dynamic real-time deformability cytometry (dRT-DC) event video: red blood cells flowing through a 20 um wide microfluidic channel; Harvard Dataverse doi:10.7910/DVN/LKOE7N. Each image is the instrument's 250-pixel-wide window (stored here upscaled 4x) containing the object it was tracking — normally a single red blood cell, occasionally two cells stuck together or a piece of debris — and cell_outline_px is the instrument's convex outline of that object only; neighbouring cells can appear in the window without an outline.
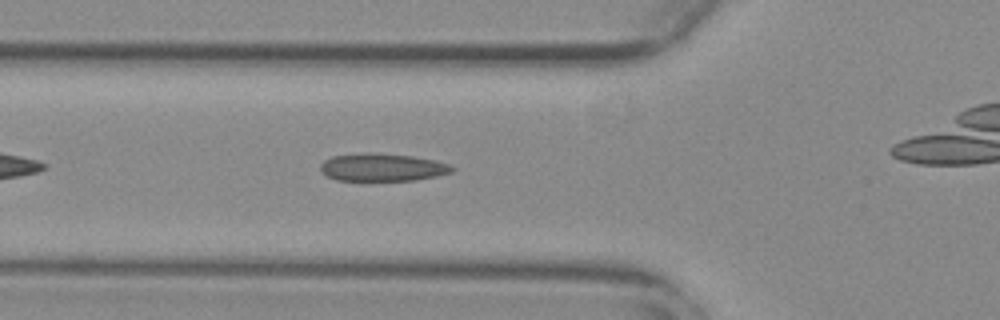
{"species": "common noctule bat (a hibernating species)", "species_latin": "Nyctalus noctula", "temperature_condition": "warm", "stored_images_in_passage": 31, "camera_frame_rate_fps": 3000, "um_per_image_px": 0.085, "animal": {"sex": "female", "body_mass_g": 29.2, "forearm_length_mm": 56.3}, "frame": {"image": 1, "passage_image": 6, "time_ms": 1.667, "image_size_px": [1000, 320], "cell_outline_px": [[456, 168], [452, 172], [436, 176], [416, 180], [336, 180], [320, 172], [320, 164], [324, 160], [332, 156], [364, 152], [368, 152], [412, 156], [436, 160], [448, 164]], "centroid_in_image_um": [32.48, 14.21], "position_along_channel_um": 93.3, "area_um2": 21.33}}
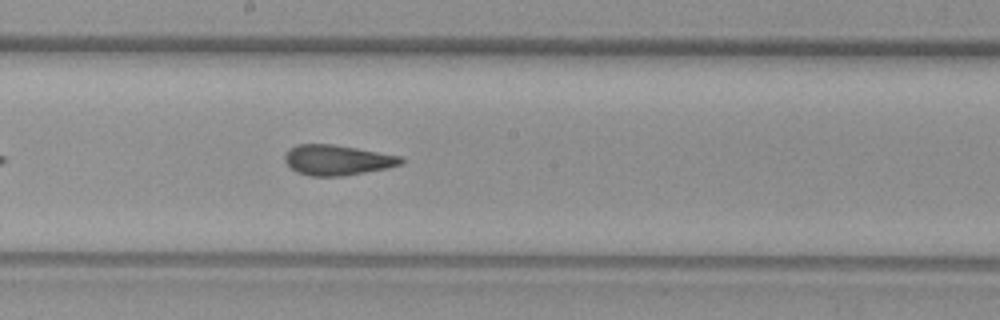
{"frame": {"image": 2, "passage_image": 16, "time_ms": 5.0, "image_size_px": [1000, 320], "cell_outline_px": [[404, 160], [400, 164], [388, 168], [344, 176], [308, 176], [296, 172], [284, 160], [284, 156], [288, 148], [296, 144], [332, 144], [356, 148], [400, 156]], "centroid_in_image_um": [28.62, 13.6], "position_along_channel_um": 219.6, "area_um2": 20.52}}
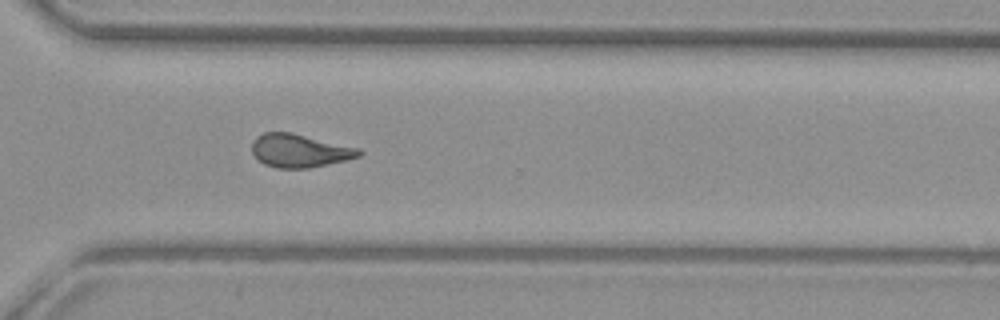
{"frame": {"image": 3, "passage_image": 26, "time_ms": 8.333, "image_size_px": [1000, 320], "cell_outline_px": [[364, 152], [360, 156], [344, 160], [308, 168], [276, 168], [264, 164], [252, 152], [252, 140], [256, 136], [264, 132], [292, 132], [360, 148]], "centroid_in_image_um": [25.46, 12.79], "position_along_channel_um": 345.1, "area_um2": 20.75}}